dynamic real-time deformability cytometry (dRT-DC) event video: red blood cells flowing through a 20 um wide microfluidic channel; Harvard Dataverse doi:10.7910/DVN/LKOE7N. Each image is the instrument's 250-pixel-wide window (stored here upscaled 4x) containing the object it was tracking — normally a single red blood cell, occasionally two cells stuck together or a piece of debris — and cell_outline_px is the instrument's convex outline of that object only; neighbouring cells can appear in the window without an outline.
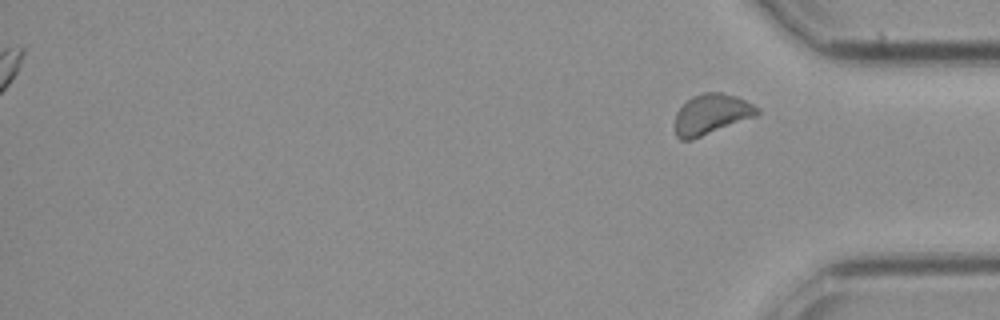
{"species": "common noctule bat (a hibernating species)", "species_latin": "Nyctalus noctula", "temperature_condition": "cold", "stored_images_in_passage": 24, "segment_of_instrument_passage": [2, 2], "camera_frame_rate_fps": 3000, "um_per_image_px": 0.085, "animal": {"sex": "female", "body_mass_g": 21.9}, "frame": {"image": 1, "passage_image": 24, "time_ms": 7.667, "image_size_px": [1000, 320], "cell_outline_px": [[760, 112], [756, 116], [692, 140], [680, 140], [676, 136], [676, 112], [692, 96], [704, 92], [720, 92], [736, 96], [760, 108]], "centroid_in_image_um": [60.47, 9.71], "position_along_channel_um": 374.7, "area_um2": 19.25}}